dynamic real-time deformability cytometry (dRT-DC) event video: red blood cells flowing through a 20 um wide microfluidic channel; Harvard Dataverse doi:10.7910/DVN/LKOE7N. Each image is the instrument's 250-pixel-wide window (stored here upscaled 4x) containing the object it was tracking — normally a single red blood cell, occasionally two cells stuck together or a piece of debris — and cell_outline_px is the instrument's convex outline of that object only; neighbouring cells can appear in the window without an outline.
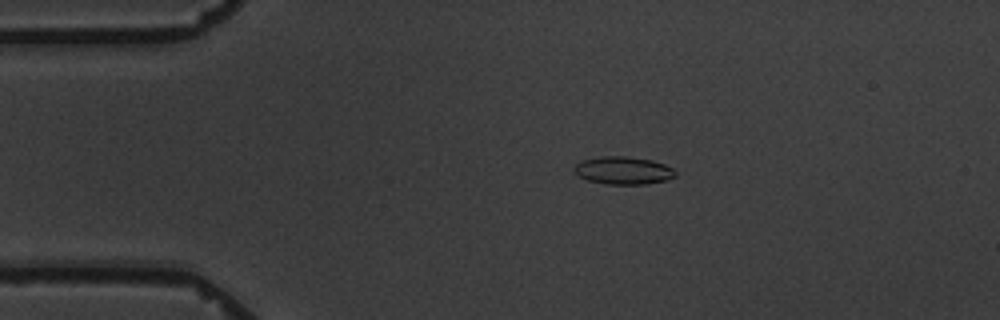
{"species": "common noctule bat (a hibernating species)", "species_latin": "Nyctalus noctula", "temperature_condition": "warm", "stored_images_in_passage": 4, "camera_frame_rate_fps": 3000, "um_per_image_px": 0.085, "animal": {"sex": "male", "body_mass_g": 19.5, "forearm_length_mm": 54.6}, "frame": {"image": 1, "passage_image": 3, "time_ms": 2.333, "image_size_px": [1000, 320], "cell_outline_px": [[676, 176], [668, 180], [644, 184], [604, 184], [588, 180], [572, 172], [572, 168], [580, 160], [600, 156], [628, 156], [652, 160], [664, 164], [672, 168], [676, 172]], "centroid_in_image_um": [52.95, 14.48], "position_along_channel_um": 32.1, "area_um2": 16.59}}